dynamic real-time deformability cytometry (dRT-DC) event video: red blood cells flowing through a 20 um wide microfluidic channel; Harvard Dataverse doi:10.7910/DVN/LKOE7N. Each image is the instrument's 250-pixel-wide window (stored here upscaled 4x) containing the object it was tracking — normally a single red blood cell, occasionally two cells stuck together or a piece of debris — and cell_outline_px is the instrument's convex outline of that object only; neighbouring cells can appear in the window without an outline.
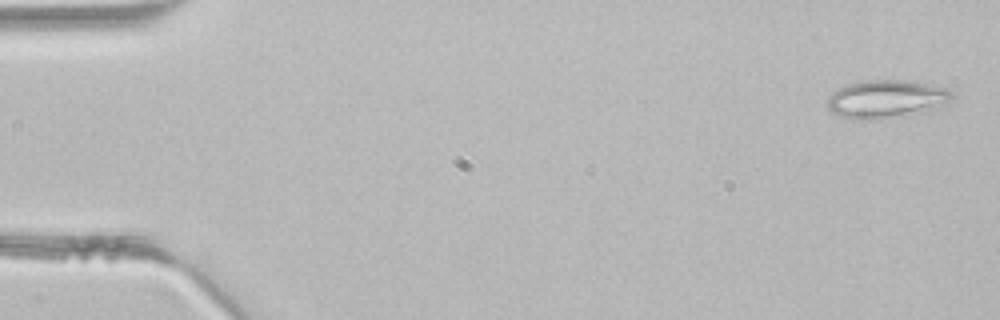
{"species": "common noctule bat (a hibernating species)", "species_latin": "Nyctalus noctula", "temperature_condition": "room temperature", "stored_images_in_passage": 3, "camera_frame_rate_fps": 3000, "um_per_image_px": 0.085, "animal": {"sex": "male", "body_mass_g": 21.5, "forearm_length_mm": 52.0}, "frame": {"image": 1, "passage_image": 1, "time_ms": 0.0, "image_size_px": [1000, 320], "cell_outline_px": [[952, 100], [944, 108], [932, 112], [904, 116], [872, 120], [852, 120], [840, 116], [832, 112], [828, 108], [828, 96], [832, 92], [848, 84], [868, 80], [904, 80], [948, 88], [952, 92]], "centroid_in_image_um": [75.41, 8.46], "position_along_channel_um": 9.6, "area_um2": 28.38}}